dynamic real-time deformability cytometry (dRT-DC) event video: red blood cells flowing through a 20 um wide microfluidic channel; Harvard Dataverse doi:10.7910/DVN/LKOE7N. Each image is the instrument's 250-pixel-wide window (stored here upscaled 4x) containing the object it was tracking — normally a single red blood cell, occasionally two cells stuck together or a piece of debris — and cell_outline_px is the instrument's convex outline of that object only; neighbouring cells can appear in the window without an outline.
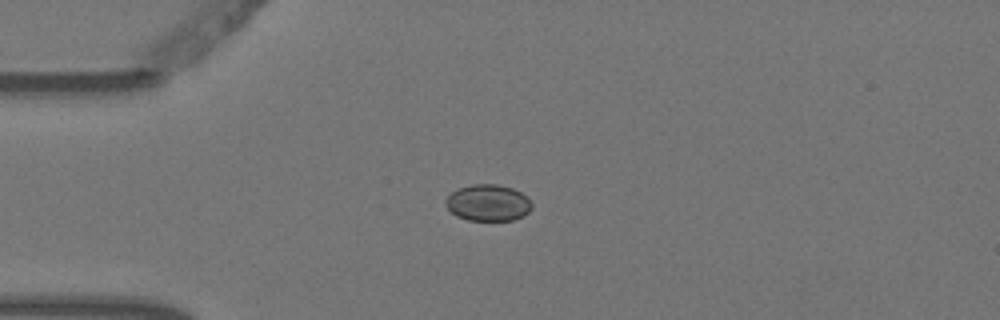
{"species": "Egyptian fruit bat (a non-hibernating species)", "species_latin": "Rousettus aegyptiacus", "temperature_condition": "warm", "stored_images_in_passage": 6, "camera_frame_rate_fps": 3000, "um_per_image_px": 0.085, "animal": {"sex": "female"}, "frame": {"image": 1, "passage_image": 4, "time_ms": 1.0, "image_size_px": [1000, 320], "cell_outline_px": [[532, 208], [524, 216], [512, 220], [468, 220], [456, 216], [444, 204], [444, 200], [456, 188], [472, 184], [496, 184], [512, 188], [528, 196], [532, 204]], "centroid_in_image_um": [41.48, 17.23], "position_along_channel_um": 43.5, "area_um2": 18.5}}
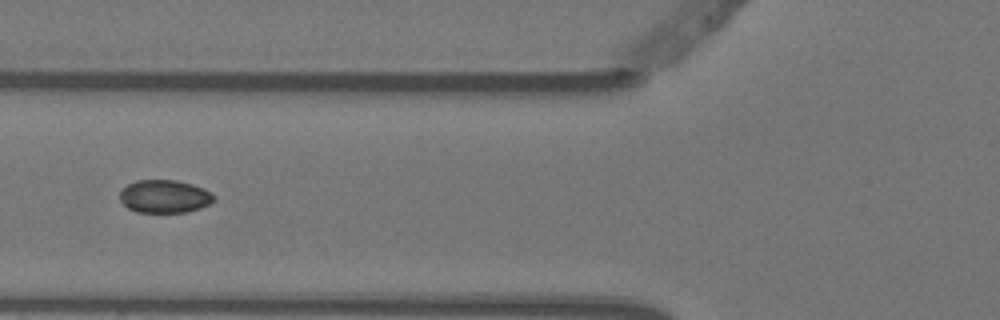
{"frame": {"image": 2, "passage_image": 6, "time_ms": 1.667, "image_size_px": [1000, 320], "cell_outline_px": [[216, 196], [208, 204], [200, 208], [188, 212], [136, 212], [128, 208], [120, 200], [120, 192], [128, 184], [136, 180], [176, 180], [192, 184], [204, 188], [212, 192]], "centroid_in_image_um": [14.0, 16.69], "position_along_channel_um": 111.8, "area_um2": 18.09}}